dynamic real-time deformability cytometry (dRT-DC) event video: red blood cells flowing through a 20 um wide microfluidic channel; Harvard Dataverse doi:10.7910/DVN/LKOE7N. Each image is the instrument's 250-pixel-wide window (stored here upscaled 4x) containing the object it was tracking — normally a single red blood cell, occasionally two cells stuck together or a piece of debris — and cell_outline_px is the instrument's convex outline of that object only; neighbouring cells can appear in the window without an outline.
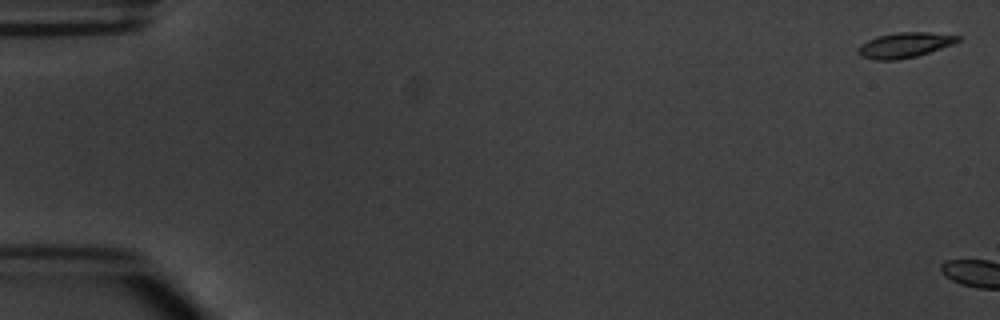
{"species": "common noctule bat (a hibernating species)", "species_latin": "Nyctalus noctula", "temperature_condition": "warm", "stored_images_in_passage": 2, "camera_frame_rate_fps": 3000, "um_per_image_px": 0.085, "animal": {"sex": "male", "body_mass_g": 20.1, "forearm_length_mm": 53.5}, "frame": {"image": 1, "passage_image": 1, "time_ms": 0.0, "image_size_px": [1000, 320], "cell_outline_px": [[960, 40], [952, 44], [916, 56], [896, 60], [872, 60], [860, 56], [860, 44], [876, 36], [900, 32], [928, 32], [960, 36]], "centroid_in_image_um": [76.87, 3.83], "position_along_channel_um": 8.1, "area_um2": 14.39}}